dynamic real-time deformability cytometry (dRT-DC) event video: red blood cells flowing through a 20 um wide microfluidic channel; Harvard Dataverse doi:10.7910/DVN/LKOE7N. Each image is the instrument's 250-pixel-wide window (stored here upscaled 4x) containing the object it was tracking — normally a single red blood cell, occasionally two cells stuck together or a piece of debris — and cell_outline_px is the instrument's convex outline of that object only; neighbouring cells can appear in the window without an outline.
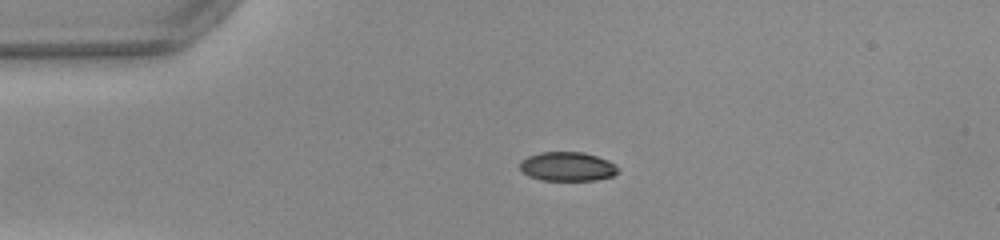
{"species": "common noctule bat (a hibernating species)", "species_latin": "Nyctalus noctula", "temperature_condition": "warm", "stored_images_in_passage": 41, "camera_frame_rate_fps": 3000, "um_per_image_px": 0.085, "animal": {"sex": "female", "body_mass_g": 22.0, "forearm_length_mm": 56.7}, "frame": {"image": 1, "passage_image": 2, "time_ms": 0.333, "image_size_px": [1000, 240], "cell_outline_px": [[620, 168], [612, 176], [596, 180], [540, 180], [528, 176], [520, 168], [520, 160], [528, 156], [540, 152], [584, 152], [608, 160], [616, 164]], "centroid_in_image_um": [48.23, 14.15], "position_along_channel_um": 36.8, "area_um2": 16.7}}
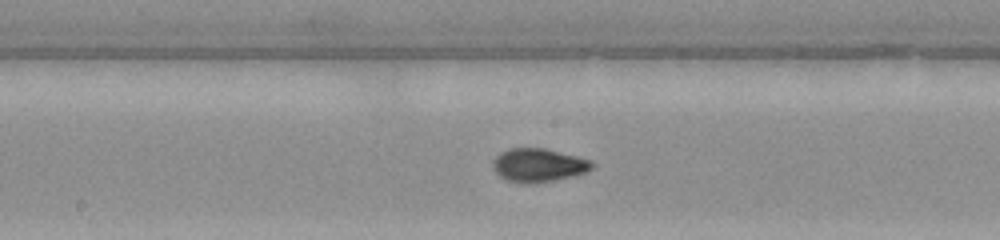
{"frame": {"image": 2, "passage_image": 17, "time_ms": 5.333, "image_size_px": [1000, 240], "cell_outline_px": [[592, 168], [588, 172], [552, 180], [532, 184], [508, 180], [500, 176], [492, 168], [492, 160], [500, 152], [508, 148], [544, 148], [576, 156], [588, 160], [592, 164]], "centroid_in_image_um": [45.71, 14.03], "position_along_channel_um": 202.5, "area_um2": 19.07}}
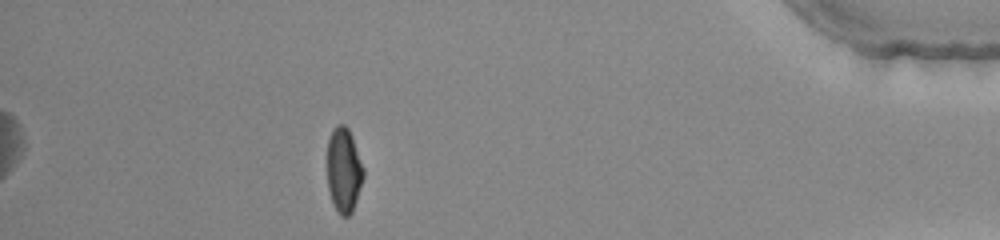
{"frame": {"image": 3, "passage_image": 36, "time_ms": 11.667, "image_size_px": [1000, 240], "cell_outline_px": [[364, 176], [352, 212], [348, 216], [340, 216], [336, 212], [332, 204], [328, 188], [328, 140], [332, 128], [336, 124], [344, 124], [348, 128], [352, 136], [364, 168]], "centroid_in_image_um": [29.22, 14.46], "position_along_channel_um": 406.0, "area_um2": 18.03}, "authors_computed_cell_mechanics": {"area_um2": 18.1492, "velocity_mm_per_s": 4.0084, "shape_relaxation_time_tau1_ms": 5.3895, "shape_relaxation_time_tau2_ms": 0.7703, "deformation_change_tau1": 0.2092, "deformation_change_tau2": 0.0367}}